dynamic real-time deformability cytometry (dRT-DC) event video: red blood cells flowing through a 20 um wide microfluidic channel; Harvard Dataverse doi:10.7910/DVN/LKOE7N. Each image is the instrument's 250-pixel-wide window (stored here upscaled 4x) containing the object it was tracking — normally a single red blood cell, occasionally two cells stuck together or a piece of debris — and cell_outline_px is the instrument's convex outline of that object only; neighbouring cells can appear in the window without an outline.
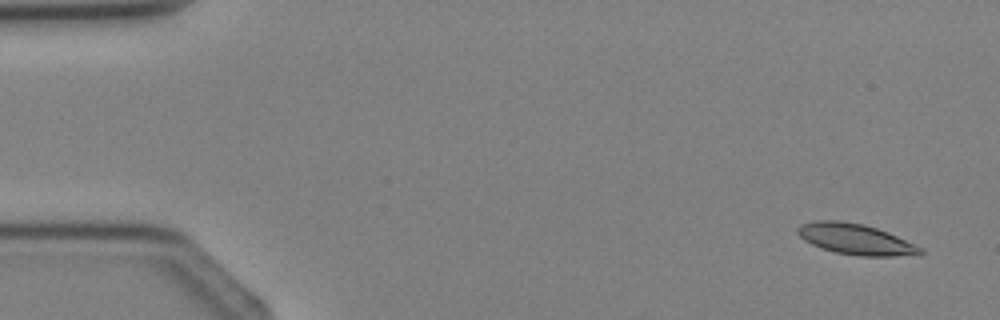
{"species": "Egyptian fruit bat (a non-hibernating species)", "species_latin": "Rousettus aegyptiacus", "temperature_condition": "cold", "stored_images_in_passage": 3, "camera_frame_rate_fps": 3000, "um_per_image_px": 0.085, "animal": {"sex": "female"}, "frame": {"image": 1, "passage_image": 1, "time_ms": 0.0, "image_size_px": [1000, 320], "cell_outline_px": [[924, 252], [920, 256], [860, 256], [836, 252], [812, 244], [804, 240], [796, 232], [796, 228], [800, 224], [816, 220], [840, 220], [864, 224], [888, 232], [924, 248]], "centroid_in_image_um": [72.77, 20.33], "position_along_channel_um": 12.2, "area_um2": 22.2}}